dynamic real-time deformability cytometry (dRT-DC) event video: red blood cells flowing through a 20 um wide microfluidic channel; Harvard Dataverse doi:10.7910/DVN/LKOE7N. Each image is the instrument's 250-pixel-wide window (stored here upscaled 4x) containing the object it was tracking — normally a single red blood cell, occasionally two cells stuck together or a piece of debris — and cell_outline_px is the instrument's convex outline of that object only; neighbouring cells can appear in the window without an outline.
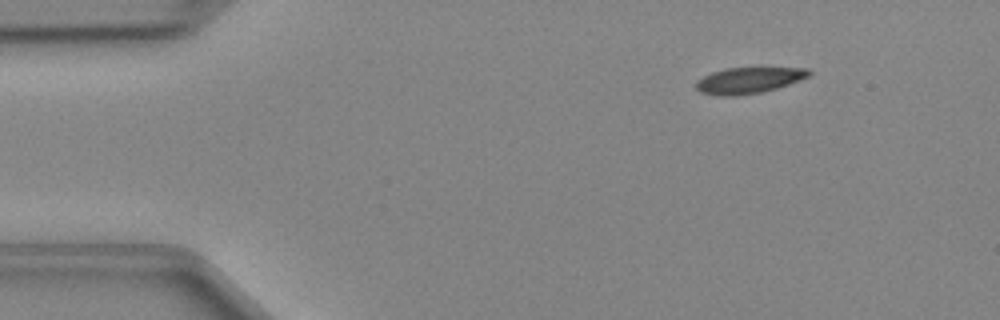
{"species": "Egyptian fruit bat (a non-hibernating species)", "species_latin": "Rousettus aegyptiacus", "temperature_condition": "cold", "stored_images_in_passage": 43, "camera_frame_rate_fps": 3000, "um_per_image_px": 0.085, "animal": {"sex": "female"}, "frame": {"image": 1, "passage_image": 1, "time_ms": 0.0, "image_size_px": [1000, 320], "cell_outline_px": [[812, 72], [808, 76], [788, 84], [776, 88], [760, 92], [732, 96], [720, 96], [700, 92], [696, 88], [696, 80], [712, 72], [724, 68], [808, 68]], "centroid_in_image_um": [63.59, 6.82], "position_along_channel_um": 21.4, "area_um2": 16.94}}
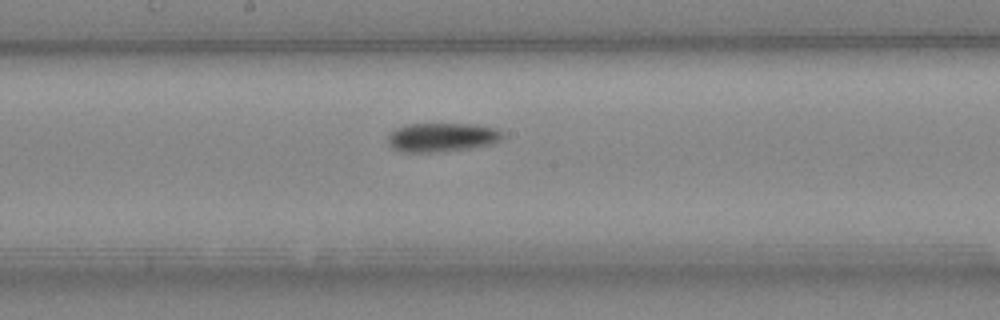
{"frame": {"image": 2, "passage_image": 20, "time_ms": 6.333, "image_size_px": [1000, 320], "cell_outline_px": [[504, 136], [500, 140], [492, 144], [468, 148], [436, 152], [404, 152], [392, 148], [388, 144], [388, 136], [396, 128], [408, 124], [476, 124], [496, 128]], "centroid_in_image_um": [37.56, 11.67], "position_along_channel_um": 210.6, "area_um2": 19.25}}
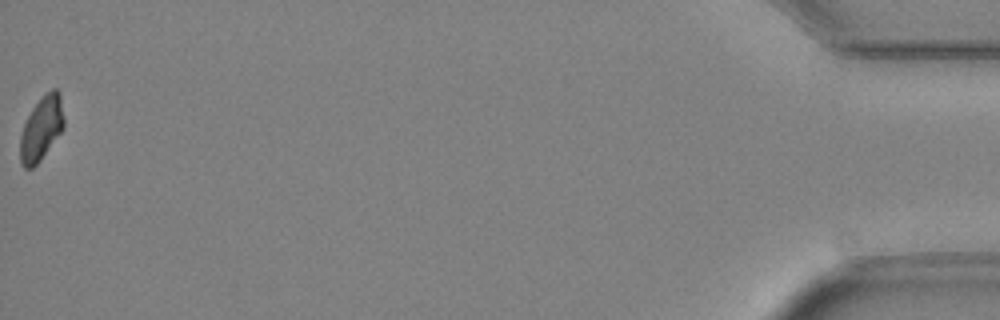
{"frame": {"image": 3, "passage_image": 43, "time_ms": 14.0, "image_size_px": [1000, 320], "cell_outline_px": [[64, 128], [40, 160], [32, 168], [24, 168], [20, 160], [20, 136], [24, 124], [32, 108], [52, 88], [56, 88], [60, 92], [64, 120]], "centroid_in_image_um": [3.53, 10.92], "position_along_channel_um": 431.7, "area_um2": 16.07}}